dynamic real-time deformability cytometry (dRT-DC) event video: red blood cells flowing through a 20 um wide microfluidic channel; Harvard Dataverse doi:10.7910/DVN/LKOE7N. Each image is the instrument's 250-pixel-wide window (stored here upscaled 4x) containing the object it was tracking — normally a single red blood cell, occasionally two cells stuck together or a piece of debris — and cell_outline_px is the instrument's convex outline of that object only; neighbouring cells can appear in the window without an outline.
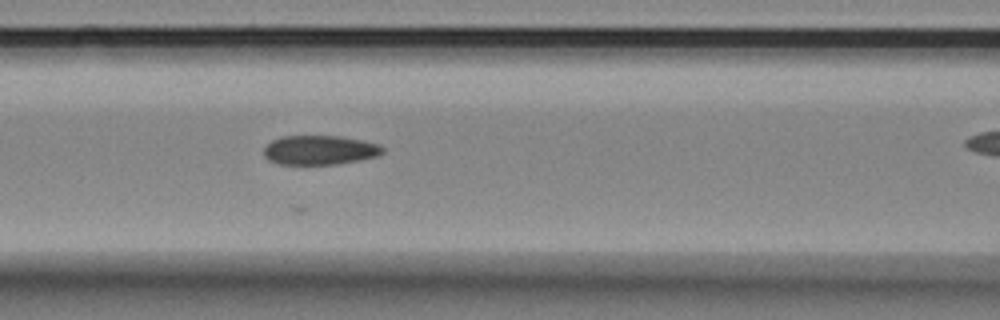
{"species": "Egyptian fruit bat (a non-hibernating species)", "species_latin": "Rousettus aegyptiacus", "temperature_condition": "room temperature", "stored_images_in_passage": 20, "camera_frame_rate_fps": 3000, "um_per_image_px": 0.085, "animal": {"sex": "female"}, "frame": {"image": 1, "passage_image": 7, "time_ms": 2.0, "image_size_px": [1000, 320], "cell_outline_px": [[384, 152], [376, 156], [336, 164], [276, 164], [268, 160], [264, 156], [264, 148], [272, 140], [280, 136], [340, 136], [380, 144], [384, 148]], "centroid_in_image_um": [27.14, 12.75], "position_along_channel_um": 139.5, "area_um2": 20.23}}
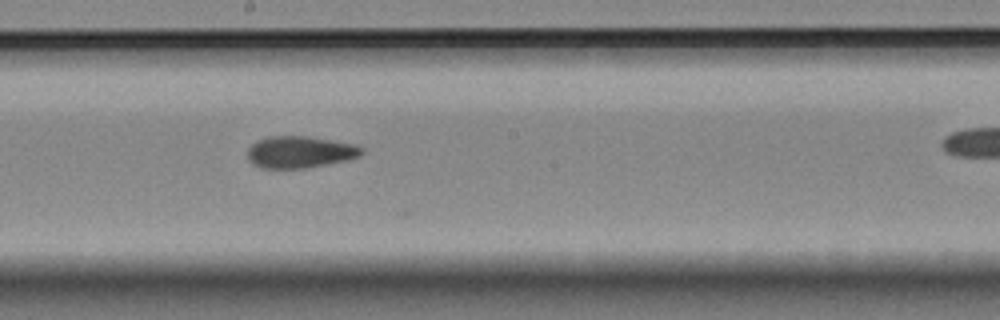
{"frame": {"image": 2, "passage_image": 14, "time_ms": 4.333, "image_size_px": [1000, 320], "cell_outline_px": [[364, 152], [360, 156], [348, 160], [304, 168], [264, 168], [252, 164], [248, 160], [248, 148], [256, 140], [268, 136], [308, 136], [356, 144], [364, 148]], "centroid_in_image_um": [25.51, 12.91], "position_along_channel_um": 222.7, "area_um2": 21.33}}
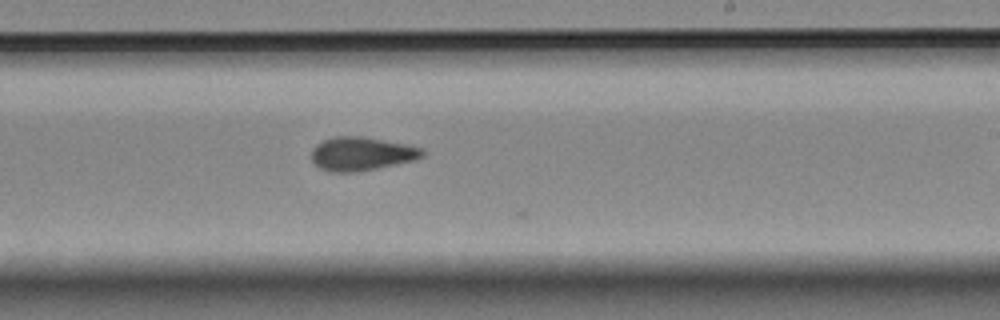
{"frame": {"image": 3, "passage_image": 17, "time_ms": 5.333, "image_size_px": [1000, 320], "cell_outline_px": [[424, 156], [412, 160], [376, 168], [356, 172], [328, 172], [320, 168], [312, 160], [312, 148], [316, 144], [324, 140], [336, 136], [364, 136], [424, 148]], "centroid_in_image_um": [30.7, 13.06], "position_along_channel_um": 258.3, "area_um2": 21.56}}